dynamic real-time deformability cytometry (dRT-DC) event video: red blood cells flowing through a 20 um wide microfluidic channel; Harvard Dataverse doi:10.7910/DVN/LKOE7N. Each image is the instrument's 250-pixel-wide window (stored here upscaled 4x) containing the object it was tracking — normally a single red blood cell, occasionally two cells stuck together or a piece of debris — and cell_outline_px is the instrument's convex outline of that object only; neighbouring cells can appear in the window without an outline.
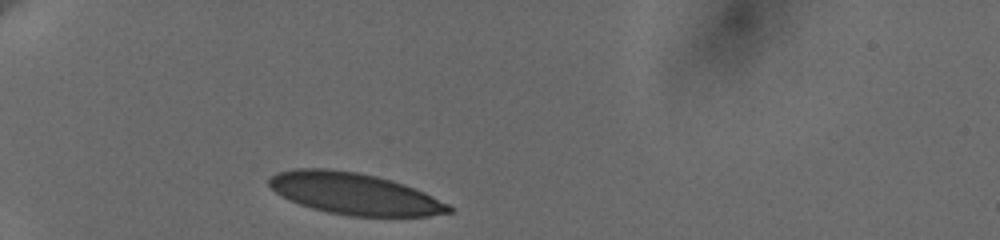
{"species": "human", "species_latin": "Homo sapiens", "temperature_condition": "cold", "stored_images_in_passage": 33, "camera_frame_rate_fps": 3000, "um_per_image_px": 0.085, "donor": {"sex": "female"}, "frame": {"image": 1, "passage_image": 1, "time_ms": 0.0, "image_size_px": [1000, 240], "cell_outline_px": [[452, 212], [428, 216], [352, 216], [328, 212], [312, 208], [300, 204], [276, 192], [268, 184], [268, 180], [276, 172], [296, 168], [324, 168], [356, 172], [376, 176], [392, 180], [404, 184], [424, 192], [448, 204], [452, 208]], "centroid_in_image_um": [30.13, 16.46], "position_along_channel_um": 54.9, "area_um2": 43.18}}
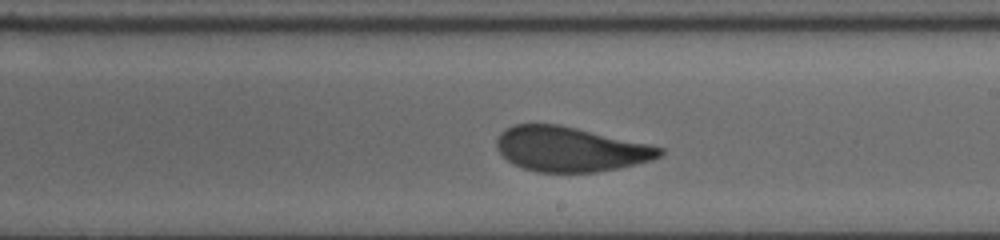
{"frame": {"image": 2, "passage_image": 19, "time_ms": 6.0, "image_size_px": [1000, 240], "cell_outline_px": [[664, 152], [660, 156], [652, 160], [620, 168], [596, 172], [536, 172], [512, 164], [496, 148], [496, 140], [500, 132], [516, 124], [556, 124], [576, 128], [652, 144], [664, 148]], "centroid_in_image_um": [48.5, 12.68], "position_along_channel_um": 240.5, "area_um2": 42.6}}
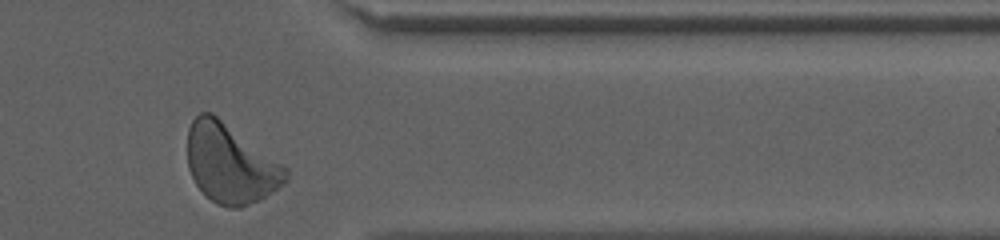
{"frame": {"image": 3, "passage_image": 32, "time_ms": 10.333, "image_size_px": [1000, 240], "cell_outline_px": [[288, 180], [264, 196], [240, 208], [228, 208], [216, 204], [196, 184], [188, 168], [188, 128], [192, 120], [200, 112], [212, 112], [288, 168]], "centroid_in_image_um": [19.57, 13.89], "position_along_channel_um": 391.8, "area_um2": 44.85}, "authors_computed_cell_mechanics": {"area_um2": 44.0436, "velocity_mm_per_s": 3.6152, "shape_relaxation_time_tau1_ms": 3.9799, "shape_relaxation_time_tau2_ms": 0.9502, "deformation_change_tau1": 0.1397, "deformation_change_tau2": 0.0529}}